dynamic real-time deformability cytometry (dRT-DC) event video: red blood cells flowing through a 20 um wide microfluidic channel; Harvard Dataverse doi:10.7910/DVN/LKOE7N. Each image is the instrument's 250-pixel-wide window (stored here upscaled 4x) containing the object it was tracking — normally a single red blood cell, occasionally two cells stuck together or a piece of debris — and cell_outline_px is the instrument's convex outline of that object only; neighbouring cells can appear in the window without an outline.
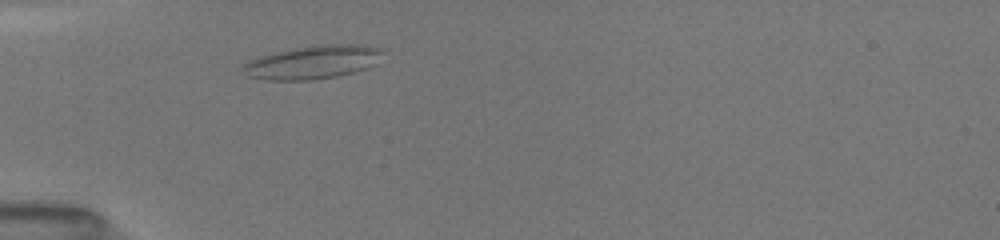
{"species": "common noctule bat (a hibernating species)", "species_latin": "Nyctalus noctula", "temperature_condition": "room temperature", "stored_images_in_passage": 11, "camera_frame_rate_fps": 3000, "um_per_image_px": 0.085, "animal": {"sex": "female", "body_mass_g": 19.5, "forearm_length_mm": 54.1}, "frame": {"image": 1, "passage_image": 1, "time_ms": 0.0, "image_size_px": [1000, 240], "cell_outline_px": [[384, 52], [376, 64], [368, 68], [356, 72], [336, 76], [312, 80], [268, 80], [244, 76], [244, 64], [252, 60], [264, 56], [280, 52], [316, 44], [368, 44], [380, 48]], "centroid_in_image_um": [26.69, 5.29], "position_along_channel_um": 58.3, "area_um2": 27.11}}
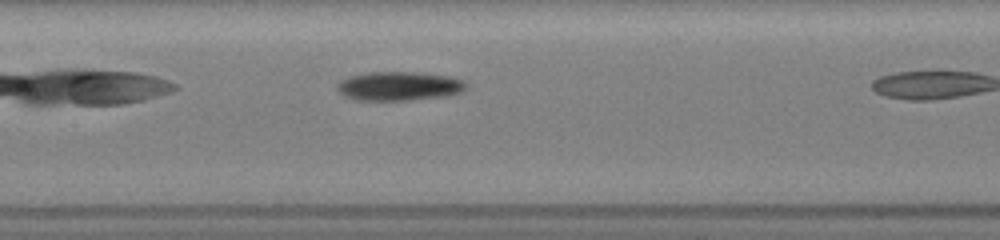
{"frame": {"image": 2, "passage_image": 10, "time_ms": 2.0, "image_size_px": [1000, 240], "cell_outline_px": [[468, 88], [460, 92], [444, 96], [408, 100], [352, 100], [344, 96], [336, 88], [336, 84], [340, 80], [352, 76], [368, 72], [412, 72], [448, 76], [460, 80], [468, 84]], "centroid_in_image_um": [33.88, 7.32], "position_along_channel_um": 173.5, "area_um2": 21.68}}